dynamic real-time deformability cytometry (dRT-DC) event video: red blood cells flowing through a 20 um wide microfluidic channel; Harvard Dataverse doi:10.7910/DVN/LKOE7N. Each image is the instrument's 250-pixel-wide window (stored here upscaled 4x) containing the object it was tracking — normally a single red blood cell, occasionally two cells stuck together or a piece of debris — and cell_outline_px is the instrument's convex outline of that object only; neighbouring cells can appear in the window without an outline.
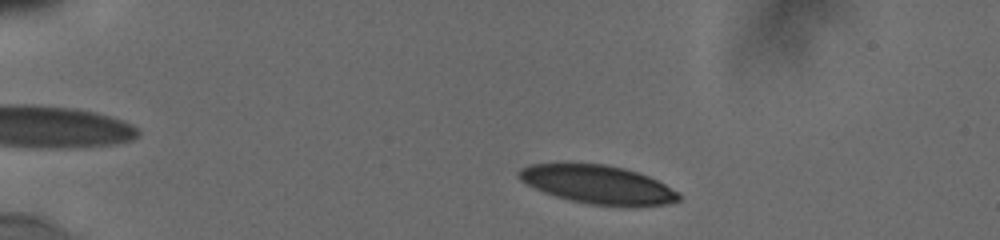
{"species": "human", "species_latin": "Homo sapiens", "temperature_condition": "cold", "stored_images_in_passage": 44, "camera_frame_rate_fps": 3000, "um_per_image_px": 0.085, "donor": {"sex": "male"}, "frame": {"image": 1, "passage_image": 4, "time_ms": 1.333, "image_size_px": [1000, 240], "cell_outline_px": [[680, 200], [668, 204], [636, 208], [624, 208], [588, 204], [556, 196], [544, 192], [520, 180], [516, 172], [520, 168], [528, 164], [604, 164], [624, 168], [648, 176], [664, 184], [676, 192], [680, 196]], "centroid_in_image_um": [50.85, 15.72], "position_along_channel_um": 34.2, "area_um2": 36.07}}
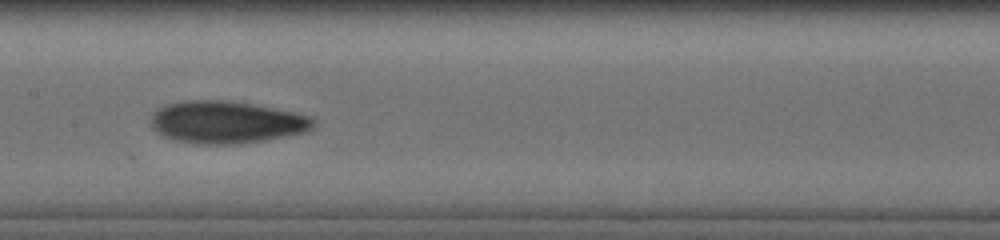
{"frame": {"image": 2, "passage_image": 20, "time_ms": 7.333, "image_size_px": [1000, 240], "cell_outline_px": [[316, 124], [312, 128], [304, 132], [264, 140], [240, 144], [196, 144], [176, 140], [160, 136], [148, 124], [152, 112], [156, 108], [164, 104], [184, 100], [228, 100], [252, 104], [312, 116], [316, 120]], "centroid_in_image_um": [19.16, 10.38], "position_along_channel_um": 188.2, "area_um2": 40.58}}
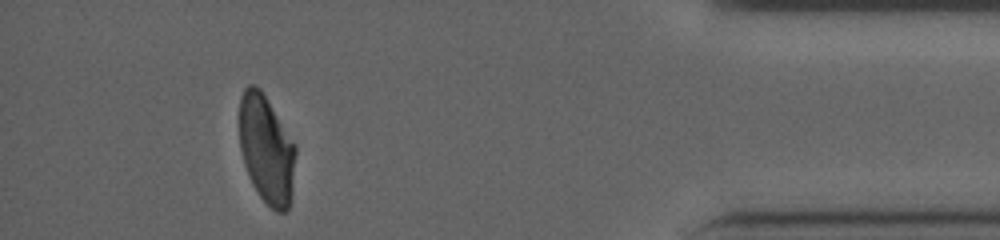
{"frame": {"image": 3, "passage_image": 40, "time_ms": 14.333, "image_size_px": [1000, 240], "cell_outline_px": [[296, 152], [292, 192], [288, 208], [284, 212], [276, 212], [260, 196], [252, 184], [248, 176], [244, 164], [240, 148], [240, 96], [244, 88], [248, 84], [256, 84], [260, 88], [296, 148]], "centroid_in_image_um": [22.63, 12.7], "position_along_channel_um": 412.6, "area_um2": 35.08}, "authors_computed_cell_mechanics": {"area_um2": 37.5411, "velocity_mm_per_s": 3.8471, "shape_relaxation_time_tau1_ms": null, "shape_relaxation_time_tau2_ms": 3.033, "deformation_change_tau1": null, "deformation_change_tau2": 0.0897}}